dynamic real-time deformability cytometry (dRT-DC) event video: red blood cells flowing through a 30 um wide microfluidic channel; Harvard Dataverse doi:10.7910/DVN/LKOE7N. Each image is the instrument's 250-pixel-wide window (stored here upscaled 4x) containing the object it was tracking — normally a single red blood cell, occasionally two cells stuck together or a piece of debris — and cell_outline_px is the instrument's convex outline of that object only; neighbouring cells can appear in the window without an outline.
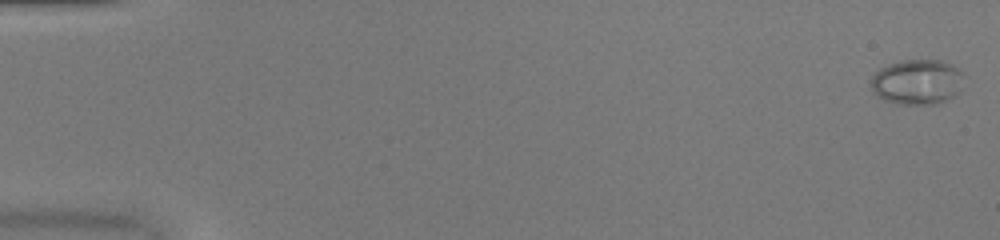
{"species": "common noctule bat (a hibernating species)", "species_latin": "Nyctalus noctula", "temperature_condition": "warm", "stored_images_in_passage": 52, "camera_frame_rate_fps": 3000, "um_per_image_px": 0.085, "animal": {"sex": "female", "body_mass_g": 20.0, "forearm_length_mm": 54.0}, "frame": {"image": 1, "passage_image": 1, "time_ms": 0.0, "image_size_px": [1000, 240], "cell_outline_px": [[964, 76], [960, 92], [956, 96], [936, 104], [900, 104], [884, 100], [876, 96], [872, 92], [872, 76], [880, 68], [888, 64], [900, 60], [940, 60], [952, 64], [964, 72]], "centroid_in_image_um": [77.99, 6.96], "position_along_channel_um": 7.0, "area_um2": 24.85}}
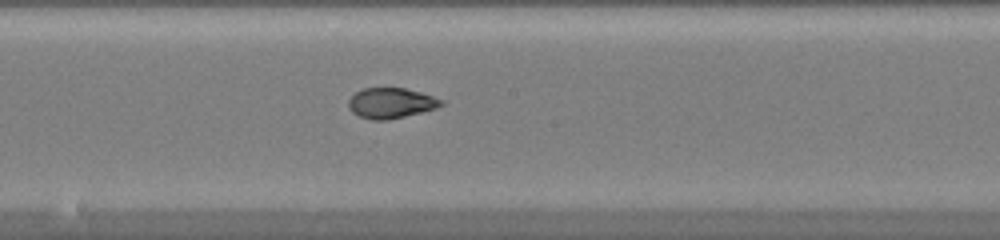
{"frame": {"image": 2, "passage_image": 29, "time_ms": 9.333, "image_size_px": [1000, 240], "cell_outline_px": [[444, 104], [436, 108], [388, 120], [372, 120], [360, 116], [352, 112], [348, 108], [348, 100], [356, 92], [364, 88], [404, 88], [420, 92], [444, 100]], "centroid_in_image_um": [33.22, 8.76], "position_along_channel_um": 215.0, "area_um2": 16.3}}
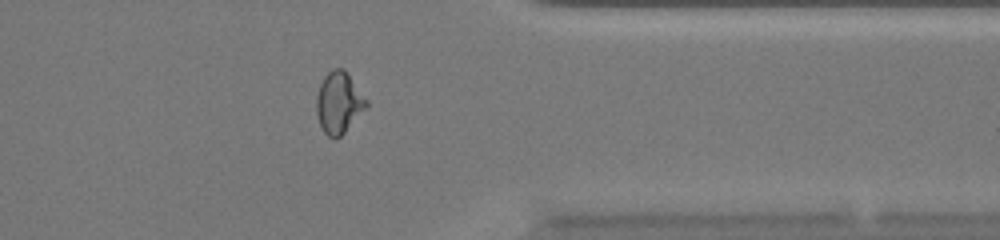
{"frame": {"image": 3, "passage_image": 42, "time_ms": 13.667, "image_size_px": [1000, 240], "cell_outline_px": [[368, 108], [336, 140], [328, 136], [324, 132], [320, 124], [316, 112], [316, 96], [320, 84], [324, 76], [332, 68], [344, 68], [368, 100]], "centroid_in_image_um": [28.82, 8.72], "position_along_channel_um": 382.6, "area_um2": 18.09}, "authors_computed_cell_mechanics": {"area_um2": 18.1203, "velocity_mm_per_s": 4.064, "shape_relaxation_time_tau1_ms": null, "shape_relaxation_time_tau2_ms": 0.9139, "deformation_change_tau1": null, "deformation_change_tau2": 0.055}}